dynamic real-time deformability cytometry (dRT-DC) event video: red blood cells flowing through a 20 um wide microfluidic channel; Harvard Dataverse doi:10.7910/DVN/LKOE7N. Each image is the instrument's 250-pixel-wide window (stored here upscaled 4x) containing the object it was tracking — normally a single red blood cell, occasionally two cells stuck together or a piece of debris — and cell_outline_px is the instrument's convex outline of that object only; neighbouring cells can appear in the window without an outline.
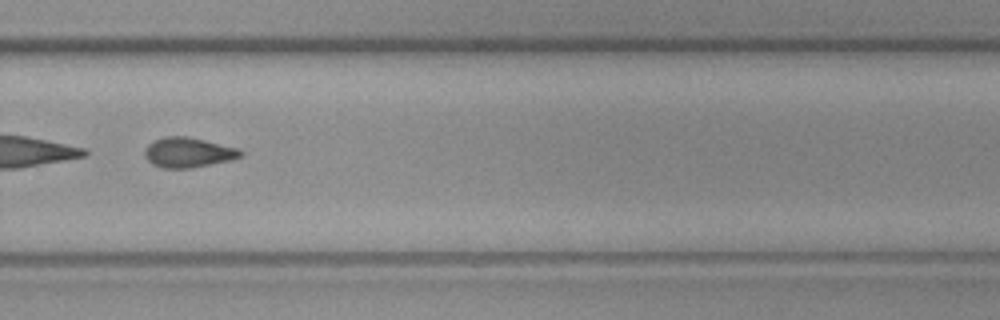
{"species": "common noctule bat (a hibernating species)", "species_latin": "Nyctalus noctula", "temperature_condition": "cold", "stored_images_in_passage": 57, "segment_of_instrument_passage": [2, 2], "camera_frame_rate_fps": 3000, "um_per_image_px": 0.085, "animal": {"sex": "female", "body_mass_g": 19.3, "forearm_length_mm": 54.1}, "frame": {"image": 1, "passage_image": 40, "time_ms": 13.0, "image_size_px": [1000, 320], "cell_outline_px": [[244, 152], [240, 156], [232, 160], [192, 168], [164, 168], [152, 164], [148, 160], [144, 152], [148, 144], [152, 140], [168, 136], [188, 136], [240, 148]], "centroid_in_image_um": [16.02, 12.95], "position_along_channel_um": 313.8, "area_um2": 16.88}}